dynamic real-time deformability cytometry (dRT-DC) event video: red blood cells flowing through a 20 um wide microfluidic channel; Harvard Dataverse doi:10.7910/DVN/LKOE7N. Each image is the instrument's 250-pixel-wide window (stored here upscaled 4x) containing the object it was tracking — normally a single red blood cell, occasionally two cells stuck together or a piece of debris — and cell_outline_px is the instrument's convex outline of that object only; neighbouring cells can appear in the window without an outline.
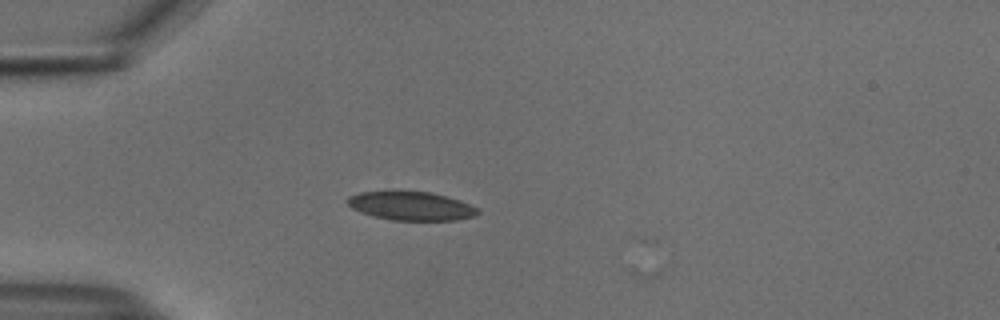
{"species": "common noctule bat (a hibernating species)", "species_latin": "Nyctalus noctula", "temperature_condition": "cold", "stored_images_in_passage": 6, "camera_frame_rate_fps": 3000, "um_per_image_px": 0.085, "animal": {"sex": "male", "body_mass_g": 18.8}, "frame": {"image": 1, "passage_image": 1, "time_ms": 0.0, "image_size_px": [1000, 320], "cell_outline_px": [[480, 212], [472, 216], [456, 220], [392, 220], [360, 212], [352, 208], [344, 200], [348, 196], [360, 192], [400, 188], [428, 192], [448, 196], [460, 200], [480, 208]], "centroid_in_image_um": [34.9, 17.45], "position_along_channel_um": 50.1, "area_um2": 22.6}}
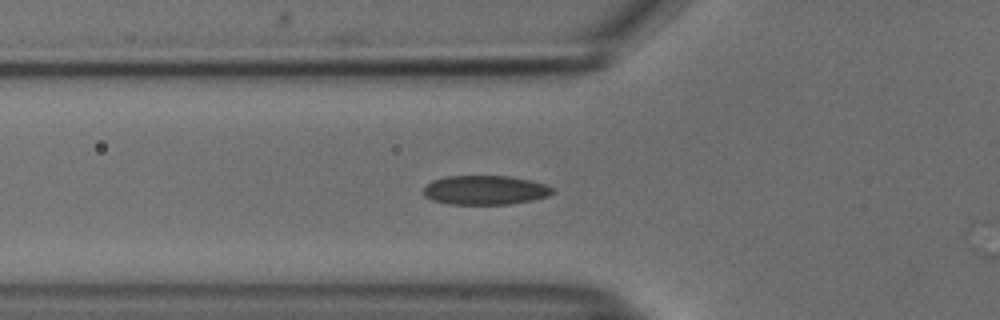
{"frame": {"image": 2, "passage_image": 5, "time_ms": 1.333, "image_size_px": [1000, 320], "cell_outline_px": [[556, 192], [548, 196], [532, 200], [512, 204], [448, 204], [432, 200], [424, 196], [424, 188], [432, 180], [444, 176], [508, 176], [548, 184], [556, 188]], "centroid_in_image_um": [41.28, 16.16], "position_along_channel_um": 84.5, "area_um2": 22.2}}